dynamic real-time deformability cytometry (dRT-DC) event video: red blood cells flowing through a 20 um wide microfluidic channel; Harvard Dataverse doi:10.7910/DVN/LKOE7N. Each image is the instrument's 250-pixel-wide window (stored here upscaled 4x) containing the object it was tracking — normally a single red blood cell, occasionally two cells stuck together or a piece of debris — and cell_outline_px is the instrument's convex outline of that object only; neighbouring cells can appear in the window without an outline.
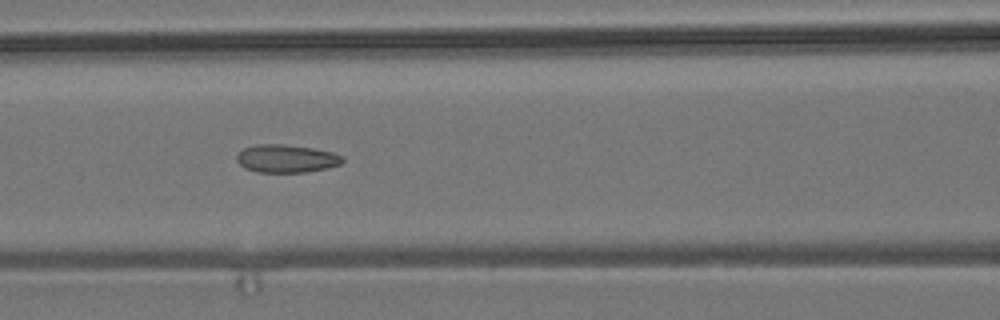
{"species": "common noctule bat (a hibernating species)", "species_latin": "Nyctalus noctula", "temperature_condition": "room temperature", "stored_images_in_passage": 8, "camera_frame_rate_fps": 3000, "um_per_image_px": 0.085, "animal": {"sex": "male", "body_mass_g": 19.2, "forearm_length_mm": 51.8}, "frame": {"image": 1, "passage_image": 6, "time_ms": 5.667, "image_size_px": [1000, 320], "cell_outline_px": [[344, 160], [340, 164], [324, 168], [304, 172], [256, 172], [244, 168], [236, 160], [236, 156], [244, 148], [256, 144], [284, 144], [312, 148], [332, 152], [344, 156]], "centroid_in_image_um": [24.32, 13.47], "position_along_channel_um": 142.3, "area_um2": 17.17}}
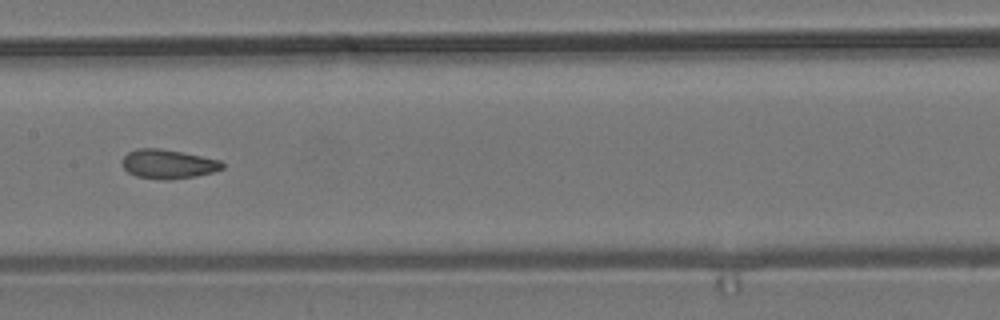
{"frame": {"image": 2, "passage_image": 7, "time_ms": 7.0, "image_size_px": [1000, 320], "cell_outline_px": [[224, 168], [212, 172], [196, 176], [172, 180], [164, 180], [136, 176], [128, 172], [124, 168], [120, 160], [128, 152], [136, 148], [160, 148], [220, 160], [224, 164]], "centroid_in_image_um": [14.26, 13.95], "position_along_channel_um": 193.1, "area_um2": 17.05}}
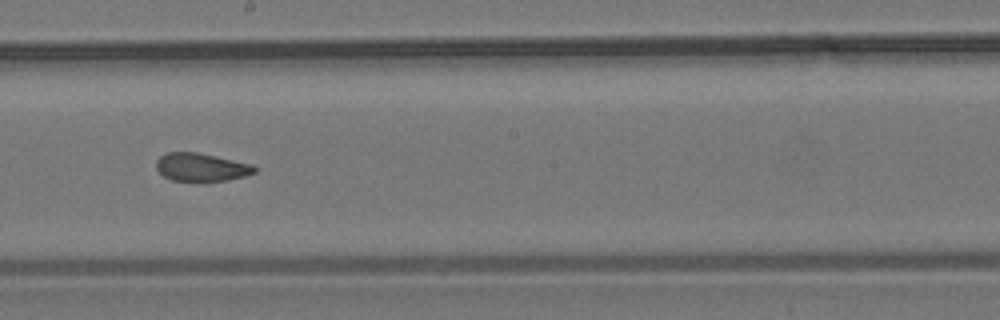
{"frame": {"image": 3, "passage_image": 8, "time_ms": 8.0, "image_size_px": [1000, 320], "cell_outline_px": [[256, 172], [244, 176], [228, 180], [204, 184], [172, 180], [164, 176], [156, 168], [156, 160], [160, 156], [168, 152], [196, 152], [252, 164], [256, 168]], "centroid_in_image_um": [17.1, 14.26], "position_along_channel_um": 231.1, "area_um2": 16.59}}